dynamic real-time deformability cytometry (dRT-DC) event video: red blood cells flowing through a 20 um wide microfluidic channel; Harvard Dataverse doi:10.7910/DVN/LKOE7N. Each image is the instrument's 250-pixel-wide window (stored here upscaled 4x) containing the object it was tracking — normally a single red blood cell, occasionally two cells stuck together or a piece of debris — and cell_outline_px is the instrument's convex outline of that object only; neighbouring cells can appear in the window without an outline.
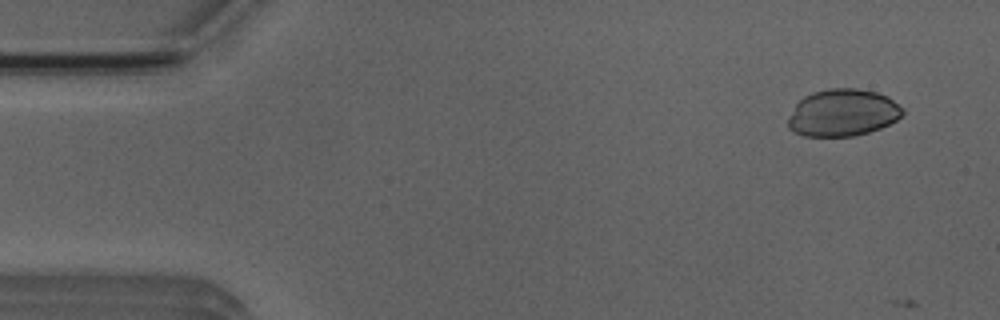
{"species": "Egyptian fruit bat (a non-hibernating species)", "species_latin": "Rousettus aegyptiacus", "temperature_condition": "room temperature", "stored_images_in_passage": 6, "camera_frame_rate_fps": 3000, "um_per_image_px": 0.085, "animal": {"sex": "male"}, "frame": {"image": 1, "passage_image": 2, "time_ms": 1.0, "image_size_px": [1000, 320], "cell_outline_px": [[904, 112], [896, 120], [880, 128], [868, 132], [852, 136], [804, 136], [792, 132], [788, 128], [788, 120], [796, 104], [804, 96], [812, 92], [828, 88], [856, 88], [876, 92], [888, 96], [904, 108]], "centroid_in_image_um": [71.63, 9.58], "position_along_channel_um": 13.4, "area_um2": 31.5}}